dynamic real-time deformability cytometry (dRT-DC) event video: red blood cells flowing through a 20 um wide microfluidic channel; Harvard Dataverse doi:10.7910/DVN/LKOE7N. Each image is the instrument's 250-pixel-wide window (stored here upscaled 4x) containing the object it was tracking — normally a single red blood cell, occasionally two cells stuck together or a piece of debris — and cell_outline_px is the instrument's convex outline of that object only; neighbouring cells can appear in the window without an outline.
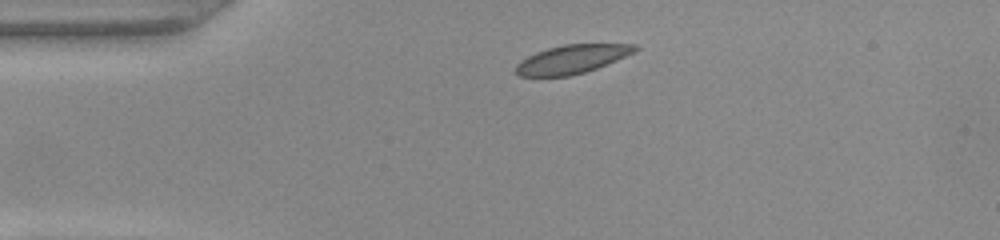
{"species": "common noctule bat (a hibernating species)", "species_latin": "Nyctalus noctula", "temperature_condition": "warm", "stored_images_in_passage": 41, "camera_frame_rate_fps": 3000, "um_per_image_px": 0.085, "animal": {"sex": "female", "body_mass_g": 22.0, "forearm_length_mm": 56.7}, "frame": {"image": 1, "passage_image": 1, "time_ms": 0.0, "image_size_px": [1000, 240], "cell_outline_px": [[640, 48], [636, 52], [596, 68], [584, 72], [568, 76], [520, 76], [516, 72], [516, 64], [520, 60], [536, 52], [548, 48], [564, 44], [636, 44]], "centroid_in_image_um": [48.63, 5.02], "position_along_channel_um": 36.4, "area_um2": 19.77}}
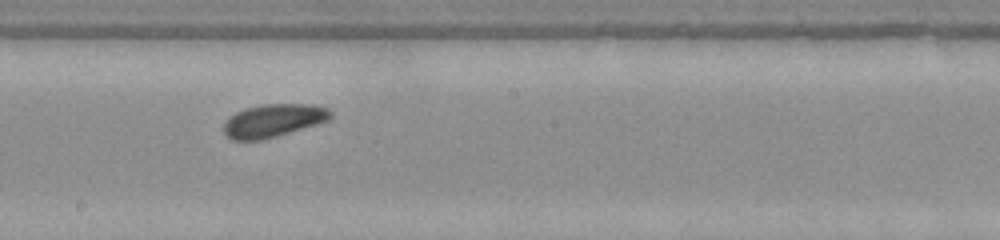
{"frame": {"image": 2, "passage_image": 18, "time_ms": 5.667, "image_size_px": [1000, 240], "cell_outline_px": [[332, 116], [328, 120], [316, 124], [276, 136], [260, 140], [232, 140], [224, 132], [224, 124], [236, 112], [244, 108], [260, 104], [312, 104], [328, 108], [332, 112]], "centroid_in_image_um": [23.24, 10.23], "position_along_channel_um": 225.0, "area_um2": 20.35}}
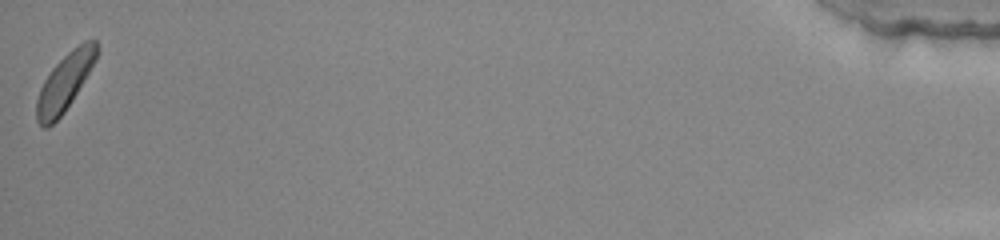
{"frame": {"image": 3, "passage_image": 41, "time_ms": 13.333, "image_size_px": [1000, 240], "cell_outline_px": [[100, 52], [96, 60], [72, 100], [64, 112], [48, 128], [44, 128], [36, 120], [36, 100], [40, 88], [44, 80], [52, 68], [72, 48], [84, 40], [96, 40]], "centroid_in_image_um": [5.51, 6.96], "position_along_channel_um": 429.7, "area_um2": 19.94}, "authors_computed_cell_mechanics": {"area_um2": 20.4612, "velocity_mm_per_s": 3.9628, "shape_relaxation_time_tau1_ms": 1.6156, "shape_relaxation_time_tau2_ms": null, "deformation_change_tau1": 0.054, "deformation_change_tau2": null}}